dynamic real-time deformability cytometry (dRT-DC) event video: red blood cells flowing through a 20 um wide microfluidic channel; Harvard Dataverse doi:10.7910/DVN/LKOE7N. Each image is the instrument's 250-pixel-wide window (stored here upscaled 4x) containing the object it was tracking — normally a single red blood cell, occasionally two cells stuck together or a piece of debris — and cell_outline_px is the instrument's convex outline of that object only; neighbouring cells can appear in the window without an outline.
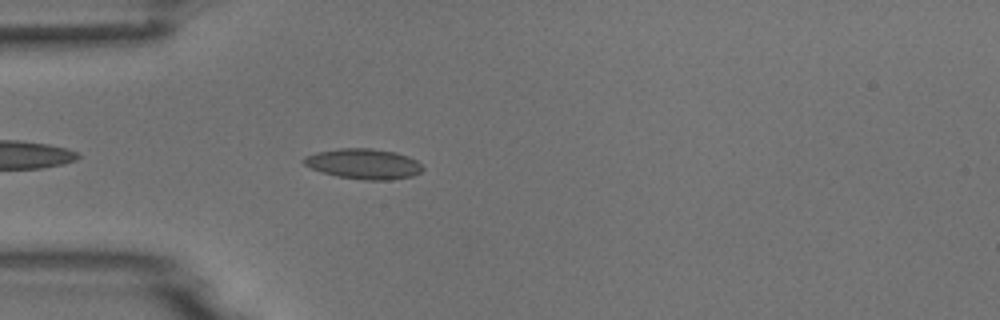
{"species": "common noctule bat (a hibernating species)", "species_latin": "Nyctalus noctula", "temperature_condition": "room temperature", "stored_images_in_passage": 42, "camera_frame_rate_fps": 3000, "um_per_image_px": 0.085, "animal": {"sex": "male", "body_mass_g": 18.8}, "frame": {"image": 1, "passage_image": 4, "time_ms": 1.0, "image_size_px": [1000, 320], "cell_outline_px": [[424, 168], [420, 172], [412, 176], [388, 180], [368, 180], [336, 176], [320, 172], [304, 164], [300, 160], [304, 156], [316, 152], [336, 148], [372, 148], [396, 152], [408, 156], [416, 160]], "centroid_in_image_um": [30.87, 13.92], "position_along_channel_um": 54.1, "area_um2": 21.15}}
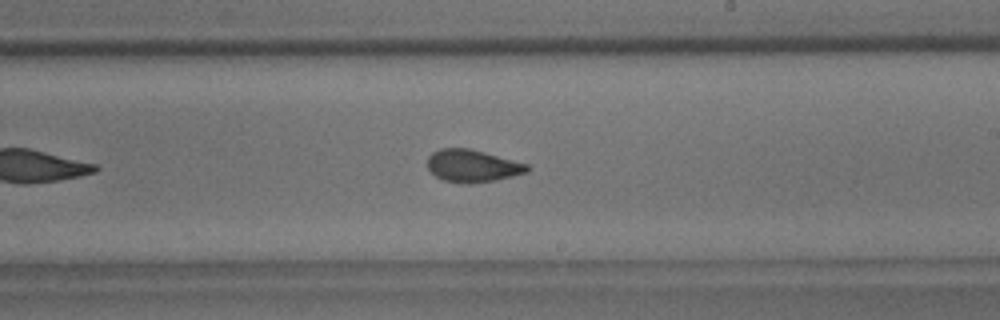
{"frame": {"image": 2, "passage_image": 20, "time_ms": 6.333, "image_size_px": [1000, 320], "cell_outline_px": [[532, 168], [528, 172], [496, 180], [472, 184], [460, 184], [444, 180], [436, 176], [428, 168], [428, 156], [432, 152], [440, 148], [468, 148], [484, 152], [528, 164]], "centroid_in_image_um": [40.17, 14.11], "position_along_channel_um": 248.8, "area_um2": 18.96}}
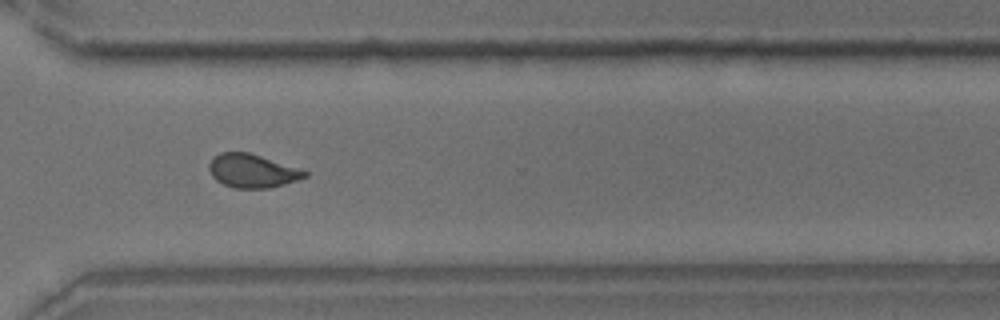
{"frame": {"image": 3, "passage_image": 28, "time_ms": 9.0, "image_size_px": [1000, 320], "cell_outline_px": [[308, 176], [284, 184], [268, 188], [236, 188], [224, 184], [216, 180], [212, 176], [208, 168], [208, 164], [220, 152], [248, 152], [304, 168], [308, 172]], "centroid_in_image_um": [21.5, 14.51], "position_along_channel_um": 349.1, "area_um2": 18.84}}